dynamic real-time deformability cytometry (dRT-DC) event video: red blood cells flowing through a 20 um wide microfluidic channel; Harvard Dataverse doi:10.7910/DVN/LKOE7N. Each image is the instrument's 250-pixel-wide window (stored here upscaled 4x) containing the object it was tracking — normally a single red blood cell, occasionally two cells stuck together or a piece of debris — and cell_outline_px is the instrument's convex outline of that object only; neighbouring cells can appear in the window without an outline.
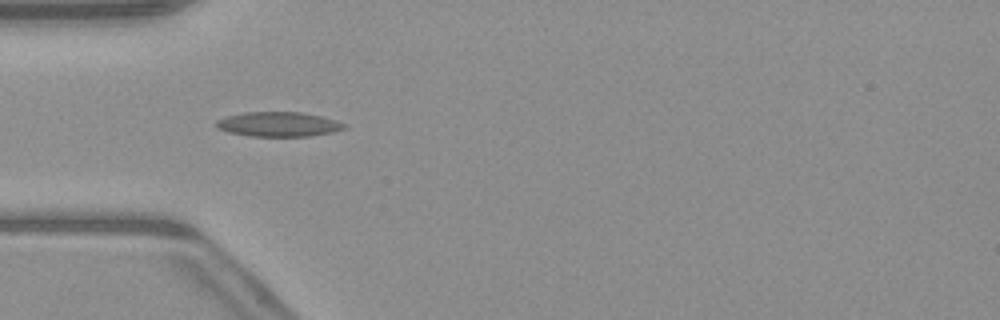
{"species": "common noctule bat (a hibernating species)", "species_latin": "Nyctalus noctula", "temperature_condition": "warm", "stored_images_in_passage": 51, "camera_frame_rate_fps": 3000, "um_per_image_px": 0.085, "animal": {"sex": "male", "body_mass_g": 23.1, "forearm_length_mm": 52.7}, "frame": {"image": 1, "passage_image": 16, "time_ms": 5.0, "image_size_px": [1000, 320], "cell_outline_px": [[348, 128], [332, 132], [308, 136], [252, 136], [228, 132], [216, 128], [216, 120], [228, 116], [244, 112], [300, 112], [320, 116], [336, 120], [344, 124]], "centroid_in_image_um": [23.66, 10.56], "position_along_channel_um": 61.3, "area_um2": 18.26}}
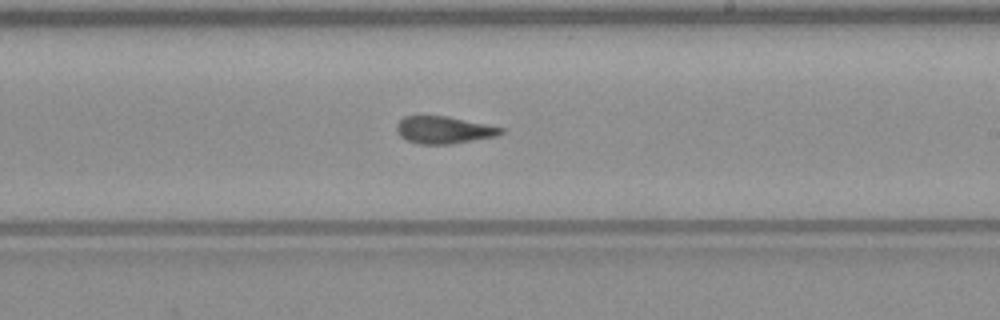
{"frame": {"image": 2, "passage_image": 30, "time_ms": 9.667, "image_size_px": [1000, 320], "cell_outline_px": [[504, 132], [496, 136], [452, 144], [420, 144], [408, 140], [400, 136], [396, 128], [396, 124], [404, 116], [448, 116], [504, 128]], "centroid_in_image_um": [37.72, 11.04], "position_along_channel_um": 251.3, "area_um2": 16.47}}
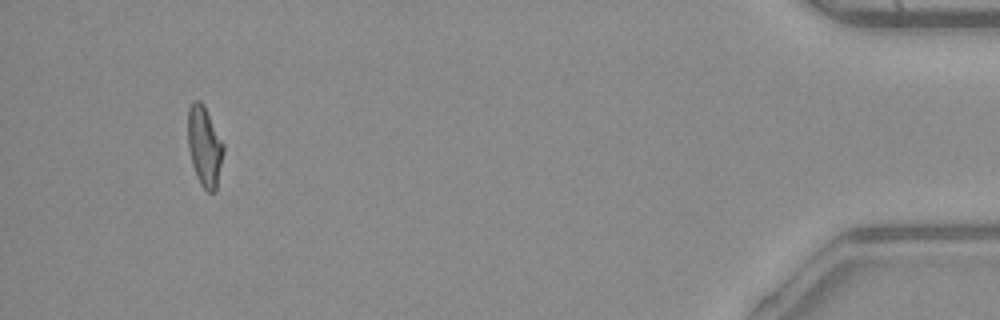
{"frame": {"image": 3, "passage_image": 48, "time_ms": 15.667, "image_size_px": [1000, 320], "cell_outline_px": [[224, 152], [216, 188], [212, 192], [208, 192], [200, 184], [196, 176], [192, 164], [188, 148], [188, 108], [192, 100], [200, 100], [204, 104], [224, 144]], "centroid_in_image_um": [17.37, 12.4], "position_along_channel_um": 417.8, "area_um2": 16.7}, "authors_computed_cell_mechanics": {"area_um2": 16.8198, "velocity_mm_per_s": 4.088, "shape_relaxation_time_tau1_ms": null, "shape_relaxation_time_tau2_ms": 1.7957, "deformation_change_tau1": null, "deformation_change_tau2": 0.0935}}